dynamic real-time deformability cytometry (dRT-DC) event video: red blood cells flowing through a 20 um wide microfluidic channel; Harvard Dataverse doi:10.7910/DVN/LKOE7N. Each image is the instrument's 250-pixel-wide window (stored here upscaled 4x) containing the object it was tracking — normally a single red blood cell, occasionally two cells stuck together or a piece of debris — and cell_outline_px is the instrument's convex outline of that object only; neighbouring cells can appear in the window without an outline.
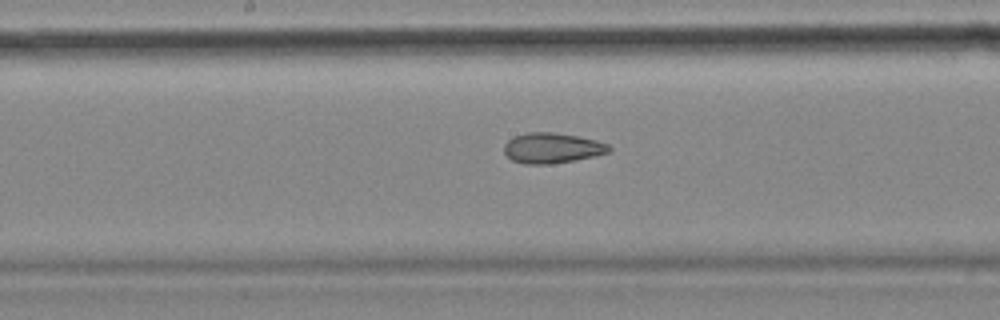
{"species": "common noctule bat (a hibernating species)", "species_latin": "Nyctalus noctula", "temperature_condition": "cold", "stored_images_in_passage": 39, "camera_frame_rate_fps": 3000, "um_per_image_px": 0.085, "animal": {"sex": "female", "body_mass_g": 18.4}, "frame": {"image": 1, "passage_image": 23, "time_ms": 7.333, "image_size_px": [1000, 320], "cell_outline_px": [[612, 148], [608, 152], [576, 160], [552, 164], [524, 164], [512, 160], [504, 152], [504, 144], [512, 136], [528, 132], [552, 132], [580, 136], [596, 140], [608, 144]], "centroid_in_image_um": [46.91, 12.57], "position_along_channel_um": 201.3, "area_um2": 18.67}}